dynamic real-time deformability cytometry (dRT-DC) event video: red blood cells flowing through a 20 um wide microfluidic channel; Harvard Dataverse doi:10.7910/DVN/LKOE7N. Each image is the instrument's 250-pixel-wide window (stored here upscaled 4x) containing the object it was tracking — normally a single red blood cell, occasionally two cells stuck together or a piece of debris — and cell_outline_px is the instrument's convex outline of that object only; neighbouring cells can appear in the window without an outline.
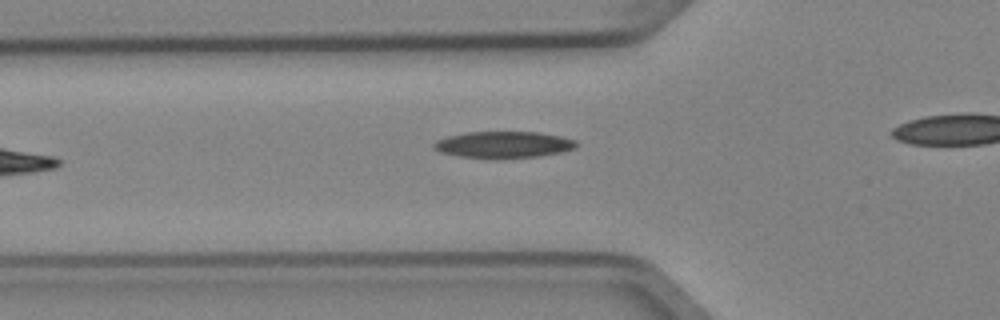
{"species": "Egyptian fruit bat (a non-hibernating species)", "species_latin": "Rousettus aegyptiacus", "temperature_condition": "cold", "stored_images_in_passage": 6, "segment_of_instrument_passage": [1, 2], "camera_frame_rate_fps": 3000, "um_per_image_px": 0.085, "animal": {"sex": "female"}, "frame": {"image": 1, "passage_image": 5, "time_ms": 1.333, "image_size_px": [1000, 320], "cell_outline_px": [[576, 148], [560, 152], [540, 156], [460, 156], [440, 152], [432, 148], [432, 144], [436, 140], [448, 136], [464, 132], [536, 132], [560, 136], [576, 140]], "centroid_in_image_um": [42.78, 12.25], "position_along_channel_um": 83.0, "area_um2": 21.27}}